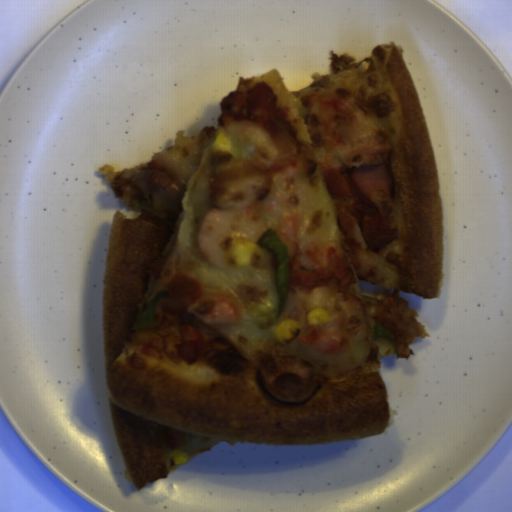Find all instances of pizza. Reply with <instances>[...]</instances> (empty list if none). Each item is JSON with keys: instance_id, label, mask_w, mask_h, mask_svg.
Masks as SVG:
<instances>
[{"instance_id": "dd6c1bee", "label": "pizza", "mask_w": 512, "mask_h": 512, "mask_svg": "<svg viewBox=\"0 0 512 512\" xmlns=\"http://www.w3.org/2000/svg\"><path fill=\"white\" fill-rule=\"evenodd\" d=\"M288 91L243 77L213 126L99 173L114 212L101 328L134 488L221 443L366 439L390 408L382 356L429 331L443 223L428 126L394 43L331 55Z\"/></svg>"}]
</instances>
